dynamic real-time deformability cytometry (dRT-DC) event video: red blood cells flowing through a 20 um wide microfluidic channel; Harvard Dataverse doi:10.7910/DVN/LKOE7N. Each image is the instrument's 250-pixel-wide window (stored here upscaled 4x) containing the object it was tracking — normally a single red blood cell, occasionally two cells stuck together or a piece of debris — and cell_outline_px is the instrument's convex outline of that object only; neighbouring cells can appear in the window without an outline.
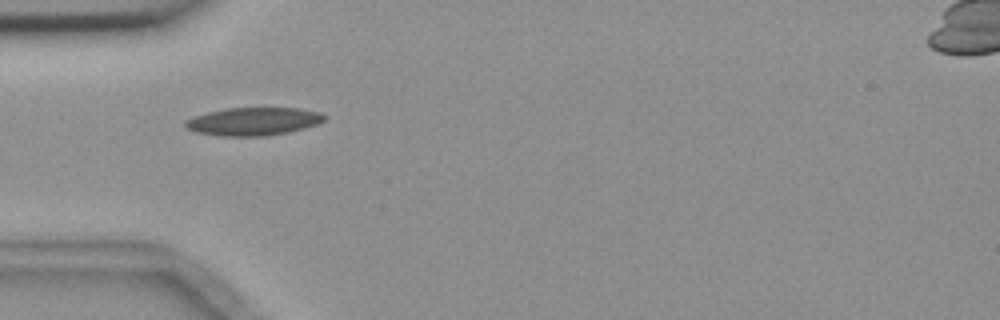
{"species": "common noctule bat (a hibernating species)", "species_latin": "Nyctalus noctula", "temperature_condition": "room temperature", "stored_images_in_passage": 1, "camera_frame_rate_fps": 3000, "um_per_image_px": 0.085, "animal": {"sex": "female", "body_mass_g": 18.4}, "frame": {"image": 1, "passage_image": 1, "time_ms": 0.0, "image_size_px": [1000, 320], "cell_outline_px": [[324, 120], [316, 124], [304, 128], [288, 132], [264, 136], [220, 136], [196, 132], [188, 128], [184, 124], [184, 120], [192, 116], [224, 108], [300, 108], [320, 112], [324, 116]], "centroid_in_image_um": [21.49, 10.31], "position_along_channel_um": 63.5, "area_um2": 22.66}}